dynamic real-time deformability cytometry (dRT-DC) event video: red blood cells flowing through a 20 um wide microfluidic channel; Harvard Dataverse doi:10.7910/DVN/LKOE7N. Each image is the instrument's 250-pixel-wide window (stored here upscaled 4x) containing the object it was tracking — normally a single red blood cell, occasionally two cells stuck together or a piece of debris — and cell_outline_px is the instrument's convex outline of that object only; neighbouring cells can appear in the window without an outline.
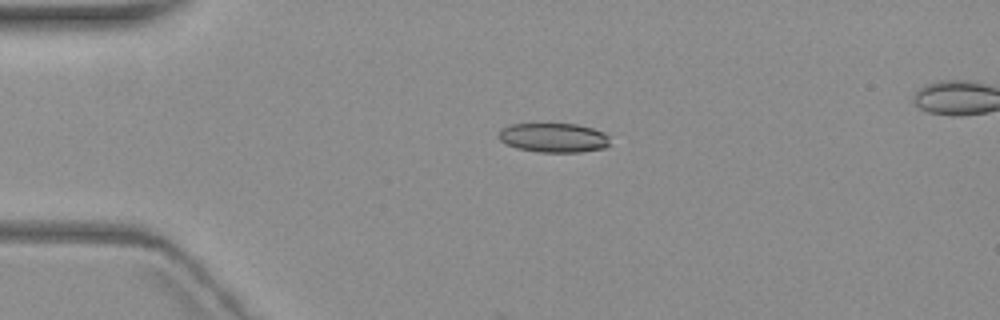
{"species": "common noctule bat (a hibernating species)", "species_latin": "Nyctalus noctula", "temperature_condition": "warm", "stored_images_in_passage": 4, "camera_frame_rate_fps": 3000, "um_per_image_px": 0.085, "animal": {"sex": "female", "body_mass_g": 19.3, "forearm_length_mm": 54.1}, "frame": {"image": 1, "passage_image": 3, "time_ms": 3.667, "image_size_px": [1000, 320], "cell_outline_px": [[608, 144], [604, 148], [580, 152], [540, 152], [516, 148], [504, 144], [496, 136], [500, 128], [512, 124], [576, 124], [592, 128], [604, 132], [608, 136]], "centroid_in_image_um": [46.99, 11.7], "position_along_channel_um": 38.0, "area_um2": 19.13}}